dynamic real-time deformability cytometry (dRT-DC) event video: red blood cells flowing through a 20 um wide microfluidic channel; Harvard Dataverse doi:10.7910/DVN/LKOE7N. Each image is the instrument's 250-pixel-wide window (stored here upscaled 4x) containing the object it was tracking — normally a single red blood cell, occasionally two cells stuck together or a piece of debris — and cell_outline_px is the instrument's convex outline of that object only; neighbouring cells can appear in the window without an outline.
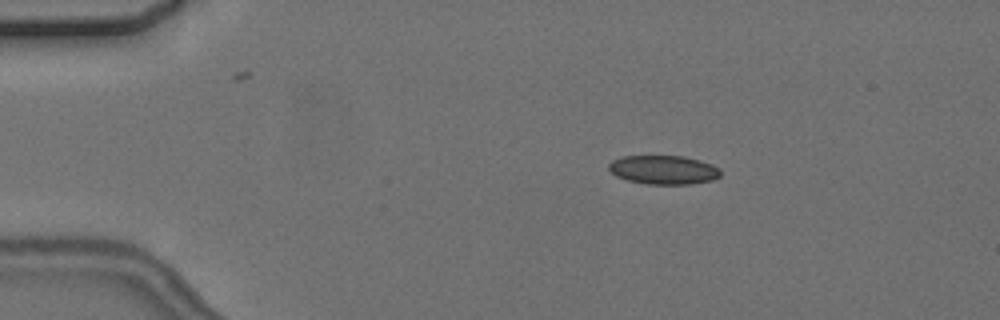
{"species": "common noctule bat (a hibernating species)", "species_latin": "Nyctalus noctula", "temperature_condition": "cold", "stored_images_in_passage": 3, "camera_frame_rate_fps": 3000, "um_per_image_px": 0.085, "animal": {"sex": "female", "body_mass_g": 24.6, "forearm_length_mm": 56.2}, "frame": {"image": 1, "passage_image": 1, "time_ms": 0.0, "image_size_px": [1000, 320], "cell_outline_px": [[720, 176], [712, 180], [692, 184], [648, 184], [628, 180], [616, 176], [608, 168], [608, 164], [612, 160], [624, 156], [684, 156], [700, 160], [712, 164], [720, 168]], "centroid_in_image_um": [56.42, 14.43], "position_along_channel_um": 28.6, "area_um2": 18.84}}